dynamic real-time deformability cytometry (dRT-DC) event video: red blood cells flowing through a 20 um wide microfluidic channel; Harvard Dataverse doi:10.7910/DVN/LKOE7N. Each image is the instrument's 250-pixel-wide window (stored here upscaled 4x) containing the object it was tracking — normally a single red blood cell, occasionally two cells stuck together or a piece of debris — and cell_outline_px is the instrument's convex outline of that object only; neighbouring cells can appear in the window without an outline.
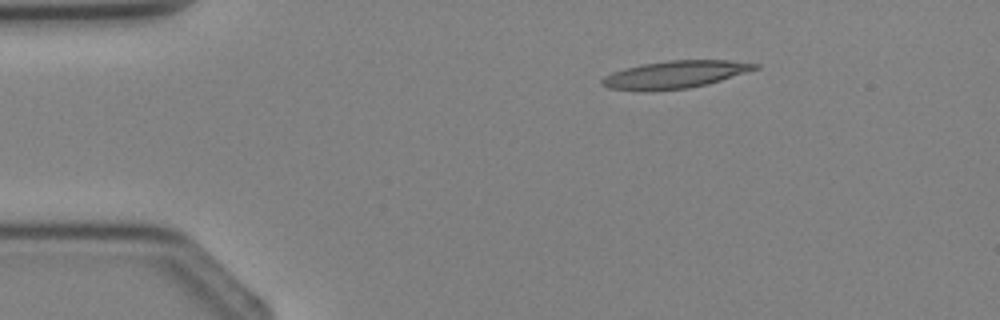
{"species": "Egyptian fruit bat (a non-hibernating species)", "species_latin": "Rousettus aegyptiacus", "temperature_condition": "cold", "stored_images_in_passage": 1, "camera_frame_rate_fps": 3000, "um_per_image_px": 0.085, "animal": {"sex": "female"}, "frame": {"image": 1, "passage_image": 1, "time_ms": 0.0, "image_size_px": [1000, 320], "cell_outline_px": [[760, 68], [708, 84], [688, 88], [644, 92], [608, 88], [600, 84], [600, 80], [604, 76], [612, 72], [624, 68], [640, 64], [668, 60], [728, 60], [760, 64]], "centroid_in_image_um": [57.33, 6.34], "position_along_channel_um": 27.7, "area_um2": 24.85}}